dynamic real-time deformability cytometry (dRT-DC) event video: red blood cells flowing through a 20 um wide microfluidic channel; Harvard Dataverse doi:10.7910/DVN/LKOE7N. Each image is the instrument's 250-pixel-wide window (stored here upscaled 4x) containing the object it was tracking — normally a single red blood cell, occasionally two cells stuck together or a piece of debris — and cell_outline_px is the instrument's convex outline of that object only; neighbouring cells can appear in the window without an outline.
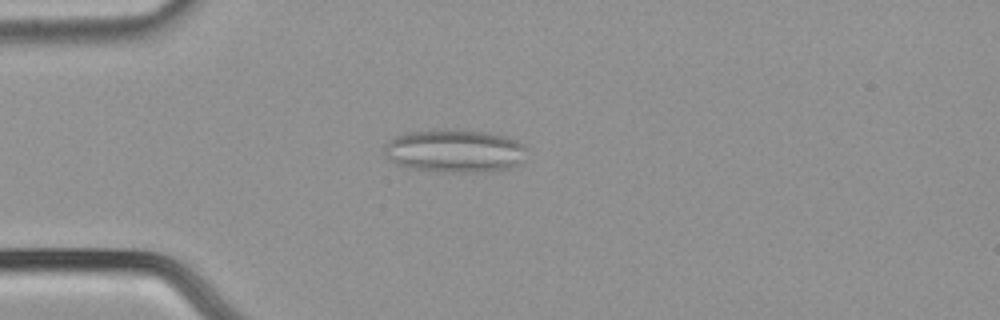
{"species": "common noctule bat (a hibernating species)", "species_latin": "Nyctalus noctula", "temperature_condition": "cold", "stored_images_in_passage": 44, "segment_of_instrument_passage": [1, 2], "camera_frame_rate_fps": 3000, "um_per_image_px": 0.085, "animal": {"sex": "male", "body_mass_g": 21.5, "forearm_length_mm": 52.0}, "frame": {"image": 1, "passage_image": 4, "time_ms": 1.0, "image_size_px": [1000, 320], "cell_outline_px": [[524, 148], [516, 164], [512, 168], [476, 172], [448, 172], [412, 168], [396, 164], [384, 156], [384, 144], [388, 140], [396, 136], [408, 132], [440, 128], [464, 128], [488, 132], [504, 136], [516, 140], [524, 144]], "centroid_in_image_um": [38.56, 12.79], "position_along_channel_um": 46.4, "area_um2": 35.95}}